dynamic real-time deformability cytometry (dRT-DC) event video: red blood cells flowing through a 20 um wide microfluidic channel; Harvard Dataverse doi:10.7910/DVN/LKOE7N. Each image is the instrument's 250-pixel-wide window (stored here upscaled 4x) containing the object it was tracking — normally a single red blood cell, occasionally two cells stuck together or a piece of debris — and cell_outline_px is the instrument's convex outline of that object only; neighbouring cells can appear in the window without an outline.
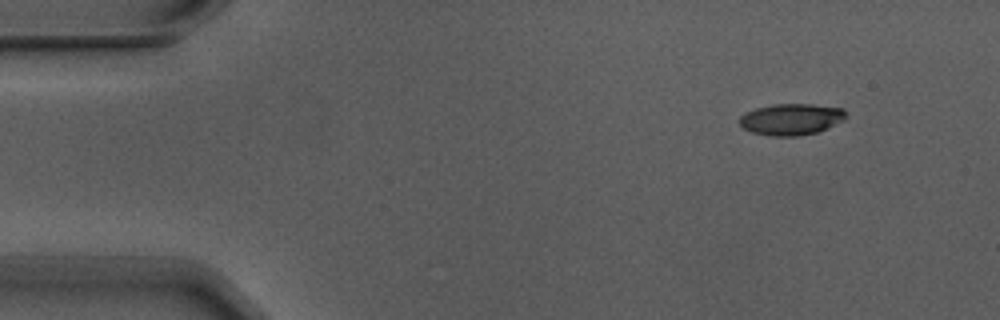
{"species": "Egyptian fruit bat (a non-hibernating species)", "species_latin": "Rousettus aegyptiacus", "temperature_condition": "warm", "stored_images_in_passage": 9, "camera_frame_rate_fps": 3000, "um_per_image_px": 0.085, "animal": {"sex": "male"}, "frame": {"image": 1, "passage_image": 1, "time_ms": 0.0, "image_size_px": [1000, 320], "cell_outline_px": [[848, 116], [844, 120], [816, 132], [796, 136], [768, 136], [752, 132], [744, 128], [740, 124], [740, 116], [756, 108], [776, 104], [812, 104], [844, 108]], "centroid_in_image_um": [67.28, 10.13], "position_along_channel_um": 17.7, "area_um2": 19.36}}
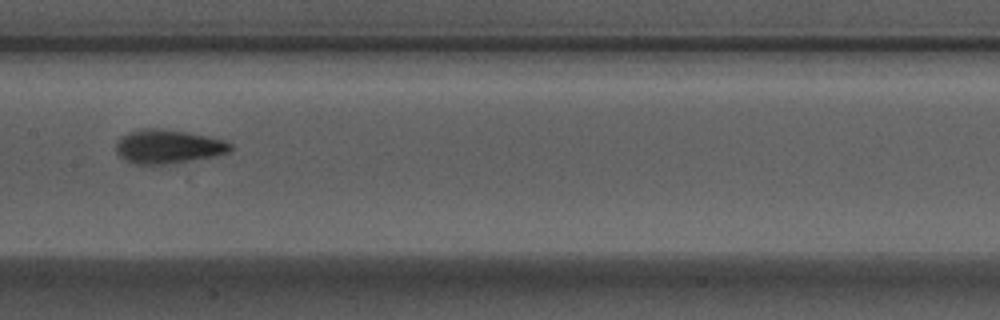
{"frame": {"image": 2, "passage_image": 7, "time_ms": 2.0, "image_size_px": [1000, 320], "cell_outline_px": [[232, 148], [228, 152], [212, 156], [192, 160], [164, 164], [132, 164], [124, 160], [116, 152], [116, 144], [120, 136], [128, 132], [140, 128], [152, 128], [184, 132], [224, 140], [232, 144]], "centroid_in_image_um": [14.22, 12.46], "position_along_channel_um": 193.2, "area_um2": 22.31}}
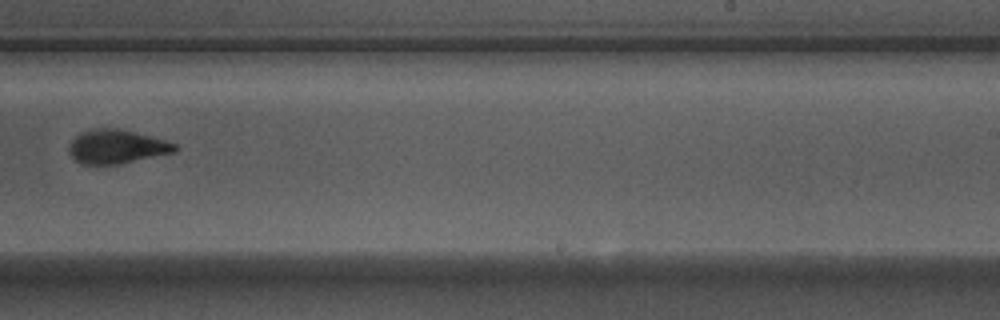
{"frame": {"image": 3, "passage_image": 9, "time_ms": 2.667, "image_size_px": [1000, 320], "cell_outline_px": [[180, 148], [176, 152], [116, 164], [80, 164], [68, 152], [68, 148], [72, 140], [80, 132], [92, 128], [116, 128], [164, 140], [176, 144]], "centroid_in_image_um": [9.89, 12.46], "position_along_channel_um": 279.1, "area_um2": 20.69}}